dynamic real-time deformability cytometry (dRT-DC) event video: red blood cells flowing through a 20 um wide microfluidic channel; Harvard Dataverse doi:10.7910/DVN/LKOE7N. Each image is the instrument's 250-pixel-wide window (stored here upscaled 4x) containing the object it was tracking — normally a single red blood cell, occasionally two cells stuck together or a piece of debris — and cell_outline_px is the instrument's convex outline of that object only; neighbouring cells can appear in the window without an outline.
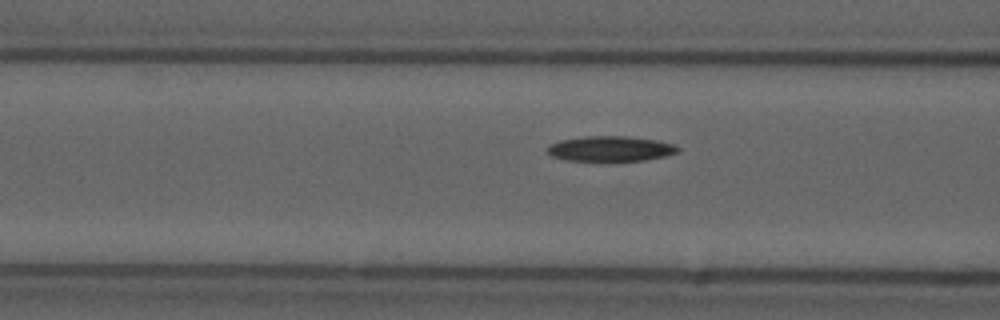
{"species": "common noctule bat (a hibernating species)", "species_latin": "Nyctalus noctula", "temperature_condition": "cold", "stored_images_in_passage": 14, "camera_frame_rate_fps": 3000, "um_per_image_px": 0.085, "animal": {"sex": "male", "forearm_length_mm": 52.5}, "frame": {"image": 1, "passage_image": 12, "time_ms": 3.667, "image_size_px": [1000, 320], "cell_outline_px": [[680, 152], [664, 156], [644, 160], [608, 164], [564, 160], [552, 156], [548, 152], [548, 148], [552, 144], [560, 140], [584, 136], [624, 136], [656, 140], [672, 144], [680, 148]], "centroid_in_image_um": [51.88, 12.69], "position_along_channel_um": 114.7, "area_um2": 20.0}}